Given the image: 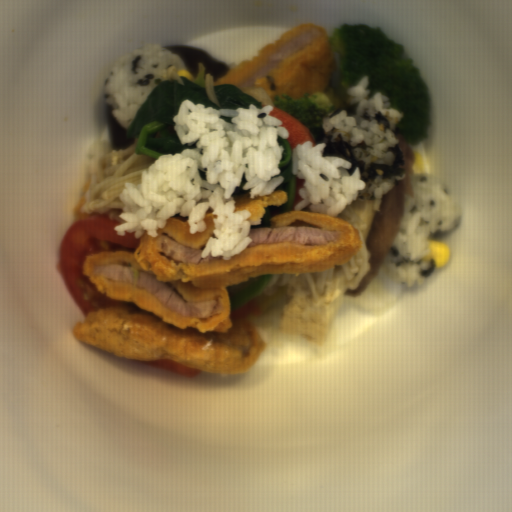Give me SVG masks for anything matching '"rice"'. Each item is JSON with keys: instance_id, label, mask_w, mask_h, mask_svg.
<instances>
[{"instance_id": "2", "label": "rice", "mask_w": 512, "mask_h": 512, "mask_svg": "<svg viewBox=\"0 0 512 512\" xmlns=\"http://www.w3.org/2000/svg\"><path fill=\"white\" fill-rule=\"evenodd\" d=\"M367 74L346 90L341 109L322 122L325 144L323 156H339L352 162L349 175L359 169L364 189L358 194L371 199L380 211L381 199L394 185L405 181L407 170L395 129L402 115L390 107L385 93L369 97Z\"/></svg>"}, {"instance_id": "5", "label": "rice", "mask_w": 512, "mask_h": 512, "mask_svg": "<svg viewBox=\"0 0 512 512\" xmlns=\"http://www.w3.org/2000/svg\"><path fill=\"white\" fill-rule=\"evenodd\" d=\"M170 67L189 71L179 54L151 41L115 61L105 78L104 95L117 122L128 128L154 87L170 80Z\"/></svg>"}, {"instance_id": "1", "label": "rice", "mask_w": 512, "mask_h": 512, "mask_svg": "<svg viewBox=\"0 0 512 512\" xmlns=\"http://www.w3.org/2000/svg\"><path fill=\"white\" fill-rule=\"evenodd\" d=\"M273 105L258 108L214 109L181 102L173 117L174 130L182 146L196 148L161 155L140 174V183L126 182L119 194L123 212L116 224L118 236L144 232L152 238L166 227L174 215L188 217L189 234L205 232L206 211L213 215V236L201 257H223L230 261L251 243V212H236L233 197L243 178L242 189L250 199L273 193L284 182L280 164L284 148L278 136L287 139L289 131L283 122L269 115Z\"/></svg>"}, {"instance_id": "3", "label": "rice", "mask_w": 512, "mask_h": 512, "mask_svg": "<svg viewBox=\"0 0 512 512\" xmlns=\"http://www.w3.org/2000/svg\"><path fill=\"white\" fill-rule=\"evenodd\" d=\"M405 195L401 223L382 268L392 283L420 287L435 273L427 261L431 237L452 231L461 221L458 206L435 176L414 175Z\"/></svg>"}, {"instance_id": "4", "label": "rice", "mask_w": 512, "mask_h": 512, "mask_svg": "<svg viewBox=\"0 0 512 512\" xmlns=\"http://www.w3.org/2000/svg\"><path fill=\"white\" fill-rule=\"evenodd\" d=\"M325 148L326 143L313 147L310 140L292 149V174L303 179V187L299 189L302 200L295 204V212L309 208L337 216L358 199L359 191L367 186L359 167L350 174L353 162L340 156H324Z\"/></svg>"}]
</instances>
